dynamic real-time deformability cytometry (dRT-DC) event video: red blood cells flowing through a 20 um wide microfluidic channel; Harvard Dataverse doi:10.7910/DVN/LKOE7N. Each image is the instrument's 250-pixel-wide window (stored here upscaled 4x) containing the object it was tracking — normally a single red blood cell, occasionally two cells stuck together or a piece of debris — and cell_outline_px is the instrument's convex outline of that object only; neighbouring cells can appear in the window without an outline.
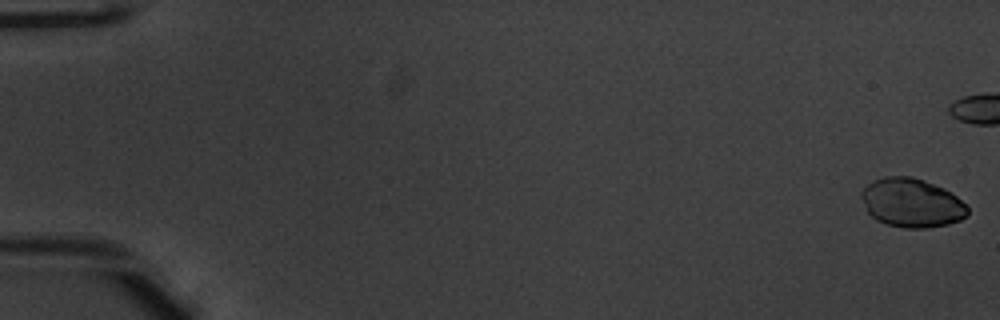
{"species": "common noctule bat (a hibernating species)", "species_latin": "Nyctalus noctula", "temperature_condition": "warm", "stored_images_in_passage": 44, "camera_frame_rate_fps": 3000, "um_per_image_px": 0.085, "animal": {"sex": "male", "body_mass_g": 20.1, "forearm_length_mm": 53.5}, "frame": {"image": 1, "passage_image": 1, "time_ms": 0.0, "image_size_px": [1000, 320], "cell_outline_px": [[968, 216], [960, 220], [948, 224], [928, 228], [904, 228], [888, 224], [876, 220], [868, 212], [860, 196], [860, 192], [872, 180], [884, 176], [912, 176], [924, 180], [944, 188], [956, 196], [968, 208]], "centroid_in_image_um": [77.48, 17.24], "position_along_channel_um": 7.5, "area_um2": 30.35}}